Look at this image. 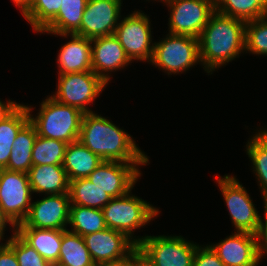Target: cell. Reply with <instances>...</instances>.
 I'll list each match as a JSON object with an SVG mask.
<instances>
[{"instance_id":"obj_21","label":"cell","mask_w":267,"mask_h":266,"mask_svg":"<svg viewBox=\"0 0 267 266\" xmlns=\"http://www.w3.org/2000/svg\"><path fill=\"white\" fill-rule=\"evenodd\" d=\"M104 160L94 154L81 142L69 143L62 166L69 181L87 178Z\"/></svg>"},{"instance_id":"obj_8","label":"cell","mask_w":267,"mask_h":266,"mask_svg":"<svg viewBox=\"0 0 267 266\" xmlns=\"http://www.w3.org/2000/svg\"><path fill=\"white\" fill-rule=\"evenodd\" d=\"M57 80L56 91L50 96L59 103L80 109L83 113L93 112L89 108L90 104L107 86L93 71L61 74Z\"/></svg>"},{"instance_id":"obj_30","label":"cell","mask_w":267,"mask_h":266,"mask_svg":"<svg viewBox=\"0 0 267 266\" xmlns=\"http://www.w3.org/2000/svg\"><path fill=\"white\" fill-rule=\"evenodd\" d=\"M67 143L38 136L32 149V165H62Z\"/></svg>"},{"instance_id":"obj_1","label":"cell","mask_w":267,"mask_h":266,"mask_svg":"<svg viewBox=\"0 0 267 266\" xmlns=\"http://www.w3.org/2000/svg\"><path fill=\"white\" fill-rule=\"evenodd\" d=\"M107 118L95 112L84 113L78 141L105 161L150 163L134 138Z\"/></svg>"},{"instance_id":"obj_42","label":"cell","mask_w":267,"mask_h":266,"mask_svg":"<svg viewBox=\"0 0 267 266\" xmlns=\"http://www.w3.org/2000/svg\"><path fill=\"white\" fill-rule=\"evenodd\" d=\"M93 266H109V264H94Z\"/></svg>"},{"instance_id":"obj_22","label":"cell","mask_w":267,"mask_h":266,"mask_svg":"<svg viewBox=\"0 0 267 266\" xmlns=\"http://www.w3.org/2000/svg\"><path fill=\"white\" fill-rule=\"evenodd\" d=\"M246 142V154L252 164L253 174L256 176L261 191L263 205H267V128L261 127Z\"/></svg>"},{"instance_id":"obj_20","label":"cell","mask_w":267,"mask_h":266,"mask_svg":"<svg viewBox=\"0 0 267 266\" xmlns=\"http://www.w3.org/2000/svg\"><path fill=\"white\" fill-rule=\"evenodd\" d=\"M16 232L52 266L57 264L61 249L62 230L16 227Z\"/></svg>"},{"instance_id":"obj_17","label":"cell","mask_w":267,"mask_h":266,"mask_svg":"<svg viewBox=\"0 0 267 266\" xmlns=\"http://www.w3.org/2000/svg\"><path fill=\"white\" fill-rule=\"evenodd\" d=\"M209 246L225 266H258L256 234L232 231L231 235Z\"/></svg>"},{"instance_id":"obj_7","label":"cell","mask_w":267,"mask_h":266,"mask_svg":"<svg viewBox=\"0 0 267 266\" xmlns=\"http://www.w3.org/2000/svg\"><path fill=\"white\" fill-rule=\"evenodd\" d=\"M132 12L121 17L114 35L132 62L150 63L155 43L150 18L141 9Z\"/></svg>"},{"instance_id":"obj_41","label":"cell","mask_w":267,"mask_h":266,"mask_svg":"<svg viewBox=\"0 0 267 266\" xmlns=\"http://www.w3.org/2000/svg\"><path fill=\"white\" fill-rule=\"evenodd\" d=\"M109 266H134L132 264V252H131L128 259L121 261V262H118V263L109 264Z\"/></svg>"},{"instance_id":"obj_27","label":"cell","mask_w":267,"mask_h":266,"mask_svg":"<svg viewBox=\"0 0 267 266\" xmlns=\"http://www.w3.org/2000/svg\"><path fill=\"white\" fill-rule=\"evenodd\" d=\"M94 264L83 237L68 230H62L60 255L55 266H93Z\"/></svg>"},{"instance_id":"obj_33","label":"cell","mask_w":267,"mask_h":266,"mask_svg":"<svg viewBox=\"0 0 267 266\" xmlns=\"http://www.w3.org/2000/svg\"><path fill=\"white\" fill-rule=\"evenodd\" d=\"M11 235L6 243L14 250L19 266H52L17 232Z\"/></svg>"},{"instance_id":"obj_31","label":"cell","mask_w":267,"mask_h":266,"mask_svg":"<svg viewBox=\"0 0 267 266\" xmlns=\"http://www.w3.org/2000/svg\"><path fill=\"white\" fill-rule=\"evenodd\" d=\"M62 0H33L22 15L33 30L40 33L59 13Z\"/></svg>"},{"instance_id":"obj_26","label":"cell","mask_w":267,"mask_h":266,"mask_svg":"<svg viewBox=\"0 0 267 266\" xmlns=\"http://www.w3.org/2000/svg\"><path fill=\"white\" fill-rule=\"evenodd\" d=\"M69 197L71 205L101 209L107 205L112 197L88 178H78L69 181Z\"/></svg>"},{"instance_id":"obj_29","label":"cell","mask_w":267,"mask_h":266,"mask_svg":"<svg viewBox=\"0 0 267 266\" xmlns=\"http://www.w3.org/2000/svg\"><path fill=\"white\" fill-rule=\"evenodd\" d=\"M216 11L245 22L267 16V0H216Z\"/></svg>"},{"instance_id":"obj_32","label":"cell","mask_w":267,"mask_h":266,"mask_svg":"<svg viewBox=\"0 0 267 266\" xmlns=\"http://www.w3.org/2000/svg\"><path fill=\"white\" fill-rule=\"evenodd\" d=\"M245 52L267 56V16L246 22Z\"/></svg>"},{"instance_id":"obj_18","label":"cell","mask_w":267,"mask_h":266,"mask_svg":"<svg viewBox=\"0 0 267 266\" xmlns=\"http://www.w3.org/2000/svg\"><path fill=\"white\" fill-rule=\"evenodd\" d=\"M57 36L70 38L58 51L57 75L92 71L91 39L73 33Z\"/></svg>"},{"instance_id":"obj_16","label":"cell","mask_w":267,"mask_h":266,"mask_svg":"<svg viewBox=\"0 0 267 266\" xmlns=\"http://www.w3.org/2000/svg\"><path fill=\"white\" fill-rule=\"evenodd\" d=\"M91 49L92 71L107 85L112 80L111 72L126 69L132 63L114 34L92 38Z\"/></svg>"},{"instance_id":"obj_13","label":"cell","mask_w":267,"mask_h":266,"mask_svg":"<svg viewBox=\"0 0 267 266\" xmlns=\"http://www.w3.org/2000/svg\"><path fill=\"white\" fill-rule=\"evenodd\" d=\"M70 205L69 193L44 195L31 203L26 218L16 227L67 230Z\"/></svg>"},{"instance_id":"obj_10","label":"cell","mask_w":267,"mask_h":266,"mask_svg":"<svg viewBox=\"0 0 267 266\" xmlns=\"http://www.w3.org/2000/svg\"><path fill=\"white\" fill-rule=\"evenodd\" d=\"M170 10L168 33L199 38L211 15L215 0H163Z\"/></svg>"},{"instance_id":"obj_12","label":"cell","mask_w":267,"mask_h":266,"mask_svg":"<svg viewBox=\"0 0 267 266\" xmlns=\"http://www.w3.org/2000/svg\"><path fill=\"white\" fill-rule=\"evenodd\" d=\"M147 164L104 160L87 178L112 198L121 197L134 188L142 174L140 167Z\"/></svg>"},{"instance_id":"obj_15","label":"cell","mask_w":267,"mask_h":266,"mask_svg":"<svg viewBox=\"0 0 267 266\" xmlns=\"http://www.w3.org/2000/svg\"><path fill=\"white\" fill-rule=\"evenodd\" d=\"M85 245L95 264H112L129 258L137 245L124 233L105 228L83 236Z\"/></svg>"},{"instance_id":"obj_38","label":"cell","mask_w":267,"mask_h":266,"mask_svg":"<svg viewBox=\"0 0 267 266\" xmlns=\"http://www.w3.org/2000/svg\"><path fill=\"white\" fill-rule=\"evenodd\" d=\"M7 224H9V226L11 227V231L13 233L16 232V225L8 218V216L3 212V209L0 206V242L2 241H7L6 238H4L5 236V231L7 230ZM6 239V240H5Z\"/></svg>"},{"instance_id":"obj_3","label":"cell","mask_w":267,"mask_h":266,"mask_svg":"<svg viewBox=\"0 0 267 266\" xmlns=\"http://www.w3.org/2000/svg\"><path fill=\"white\" fill-rule=\"evenodd\" d=\"M29 121L34 125L37 135L64 141L67 144L79 140L83 112L73 106L59 103L48 95L41 103L36 115L33 107L26 105Z\"/></svg>"},{"instance_id":"obj_24","label":"cell","mask_w":267,"mask_h":266,"mask_svg":"<svg viewBox=\"0 0 267 266\" xmlns=\"http://www.w3.org/2000/svg\"><path fill=\"white\" fill-rule=\"evenodd\" d=\"M37 138L34 125L28 121L17 133L8 165L5 169L28 173L32 165V149Z\"/></svg>"},{"instance_id":"obj_37","label":"cell","mask_w":267,"mask_h":266,"mask_svg":"<svg viewBox=\"0 0 267 266\" xmlns=\"http://www.w3.org/2000/svg\"><path fill=\"white\" fill-rule=\"evenodd\" d=\"M132 264L134 266H156L138 247L132 251Z\"/></svg>"},{"instance_id":"obj_34","label":"cell","mask_w":267,"mask_h":266,"mask_svg":"<svg viewBox=\"0 0 267 266\" xmlns=\"http://www.w3.org/2000/svg\"><path fill=\"white\" fill-rule=\"evenodd\" d=\"M193 266H225L212 248L207 245H198L194 254Z\"/></svg>"},{"instance_id":"obj_6","label":"cell","mask_w":267,"mask_h":266,"mask_svg":"<svg viewBox=\"0 0 267 266\" xmlns=\"http://www.w3.org/2000/svg\"><path fill=\"white\" fill-rule=\"evenodd\" d=\"M221 195L227 206V210L234 226V231L256 234L259 228V211L254 205L250 193L236 176L225 174L215 176Z\"/></svg>"},{"instance_id":"obj_28","label":"cell","mask_w":267,"mask_h":266,"mask_svg":"<svg viewBox=\"0 0 267 266\" xmlns=\"http://www.w3.org/2000/svg\"><path fill=\"white\" fill-rule=\"evenodd\" d=\"M68 231L82 237L107 228L104 214L101 209L70 205Z\"/></svg>"},{"instance_id":"obj_35","label":"cell","mask_w":267,"mask_h":266,"mask_svg":"<svg viewBox=\"0 0 267 266\" xmlns=\"http://www.w3.org/2000/svg\"><path fill=\"white\" fill-rule=\"evenodd\" d=\"M264 215V219L260 216L259 228L256 233L259 261L263 260L265 256L267 257V205L264 206Z\"/></svg>"},{"instance_id":"obj_4","label":"cell","mask_w":267,"mask_h":266,"mask_svg":"<svg viewBox=\"0 0 267 266\" xmlns=\"http://www.w3.org/2000/svg\"><path fill=\"white\" fill-rule=\"evenodd\" d=\"M131 191L121 197L112 198L102 211L108 228L124 233L138 245L145 236L136 237L135 231L150 225V221L157 219L161 211L146 200L133 195Z\"/></svg>"},{"instance_id":"obj_25","label":"cell","mask_w":267,"mask_h":266,"mask_svg":"<svg viewBox=\"0 0 267 266\" xmlns=\"http://www.w3.org/2000/svg\"><path fill=\"white\" fill-rule=\"evenodd\" d=\"M28 121L29 114L22 103L0 121V169L7 167L17 133Z\"/></svg>"},{"instance_id":"obj_40","label":"cell","mask_w":267,"mask_h":266,"mask_svg":"<svg viewBox=\"0 0 267 266\" xmlns=\"http://www.w3.org/2000/svg\"><path fill=\"white\" fill-rule=\"evenodd\" d=\"M13 3L19 7L21 14L23 15L32 5L33 0H12Z\"/></svg>"},{"instance_id":"obj_36","label":"cell","mask_w":267,"mask_h":266,"mask_svg":"<svg viewBox=\"0 0 267 266\" xmlns=\"http://www.w3.org/2000/svg\"><path fill=\"white\" fill-rule=\"evenodd\" d=\"M0 266H19L14 250L6 242H0Z\"/></svg>"},{"instance_id":"obj_23","label":"cell","mask_w":267,"mask_h":266,"mask_svg":"<svg viewBox=\"0 0 267 266\" xmlns=\"http://www.w3.org/2000/svg\"><path fill=\"white\" fill-rule=\"evenodd\" d=\"M88 0H62L59 13L39 33L48 35L75 34L82 22L83 14Z\"/></svg>"},{"instance_id":"obj_2","label":"cell","mask_w":267,"mask_h":266,"mask_svg":"<svg viewBox=\"0 0 267 266\" xmlns=\"http://www.w3.org/2000/svg\"><path fill=\"white\" fill-rule=\"evenodd\" d=\"M245 25L217 11L211 15L198 38L201 66L208 76L245 53Z\"/></svg>"},{"instance_id":"obj_43","label":"cell","mask_w":267,"mask_h":266,"mask_svg":"<svg viewBox=\"0 0 267 266\" xmlns=\"http://www.w3.org/2000/svg\"><path fill=\"white\" fill-rule=\"evenodd\" d=\"M146 1H148V2H149L150 0H146ZM153 1H154V0H153ZM155 1H158V2L160 1V2H162L163 0H155Z\"/></svg>"},{"instance_id":"obj_39","label":"cell","mask_w":267,"mask_h":266,"mask_svg":"<svg viewBox=\"0 0 267 266\" xmlns=\"http://www.w3.org/2000/svg\"><path fill=\"white\" fill-rule=\"evenodd\" d=\"M20 103L8 99L6 102L0 98V121L8 116Z\"/></svg>"},{"instance_id":"obj_11","label":"cell","mask_w":267,"mask_h":266,"mask_svg":"<svg viewBox=\"0 0 267 266\" xmlns=\"http://www.w3.org/2000/svg\"><path fill=\"white\" fill-rule=\"evenodd\" d=\"M32 196L27 173L0 169V206L16 226L26 218Z\"/></svg>"},{"instance_id":"obj_19","label":"cell","mask_w":267,"mask_h":266,"mask_svg":"<svg viewBox=\"0 0 267 266\" xmlns=\"http://www.w3.org/2000/svg\"><path fill=\"white\" fill-rule=\"evenodd\" d=\"M27 174L33 194L54 195L69 192V180L62 165H35Z\"/></svg>"},{"instance_id":"obj_9","label":"cell","mask_w":267,"mask_h":266,"mask_svg":"<svg viewBox=\"0 0 267 266\" xmlns=\"http://www.w3.org/2000/svg\"><path fill=\"white\" fill-rule=\"evenodd\" d=\"M198 245L182 235H145L137 247L156 266H193Z\"/></svg>"},{"instance_id":"obj_5","label":"cell","mask_w":267,"mask_h":266,"mask_svg":"<svg viewBox=\"0 0 267 266\" xmlns=\"http://www.w3.org/2000/svg\"><path fill=\"white\" fill-rule=\"evenodd\" d=\"M164 36L154 43L149 64L158 67L168 76L185 73L198 63L201 65L198 38L170 33Z\"/></svg>"},{"instance_id":"obj_14","label":"cell","mask_w":267,"mask_h":266,"mask_svg":"<svg viewBox=\"0 0 267 266\" xmlns=\"http://www.w3.org/2000/svg\"><path fill=\"white\" fill-rule=\"evenodd\" d=\"M123 0H88L80 29L75 33L85 38L115 33L121 17Z\"/></svg>"}]
</instances>
